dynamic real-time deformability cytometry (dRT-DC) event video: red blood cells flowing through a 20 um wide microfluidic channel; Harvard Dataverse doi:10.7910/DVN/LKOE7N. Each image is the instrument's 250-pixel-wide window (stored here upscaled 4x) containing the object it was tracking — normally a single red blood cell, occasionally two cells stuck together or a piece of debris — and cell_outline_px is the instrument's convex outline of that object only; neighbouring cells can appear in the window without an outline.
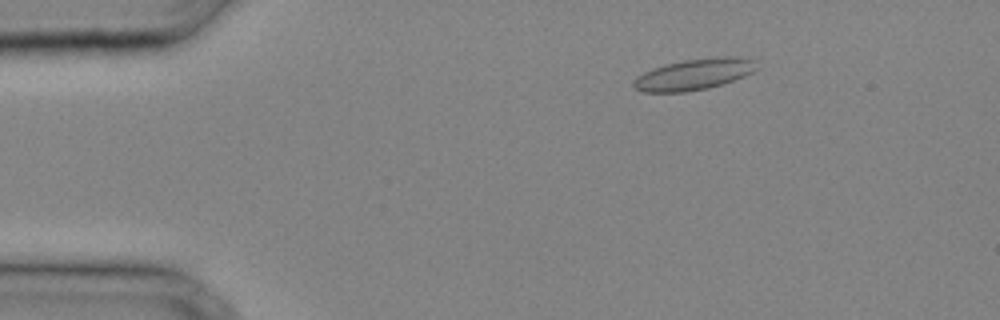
{"species": "common noctule bat (a hibernating species)", "species_latin": "Nyctalus noctula", "temperature_condition": "cold", "stored_images_in_passage": 28, "camera_frame_rate_fps": 3000, "um_per_image_px": 0.085, "animal": {"sex": "male", "body_mass_g": 20.4}, "frame": {"image": 1, "passage_image": 3, "time_ms": 0.667, "image_size_px": [1000, 320], "cell_outline_px": [[756, 68], [752, 72], [744, 76], [724, 84], [708, 88], [684, 92], [640, 92], [632, 84], [632, 80], [636, 76], [652, 68], [684, 60], [724, 56], [728, 56], [752, 60]], "centroid_in_image_um": [58.92, 6.34], "position_along_channel_um": 26.1, "area_um2": 22.08}}
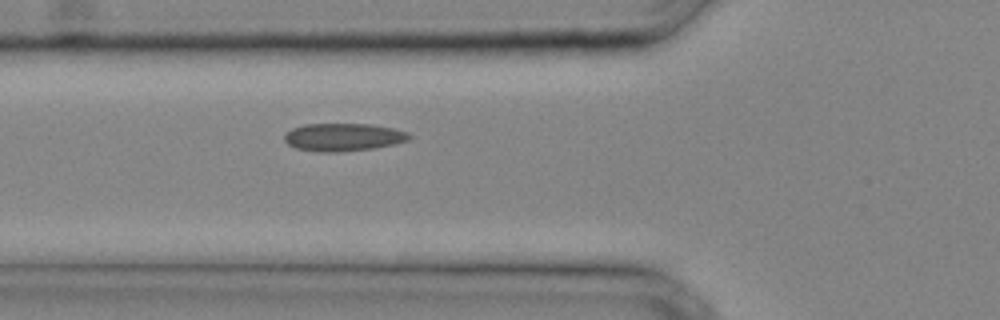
{"frame": {"image": 2, "passage_image": 10, "time_ms": 3.0, "image_size_px": [1000, 320], "cell_outline_px": [[412, 136], [408, 140], [392, 144], [372, 148], [340, 152], [316, 152], [296, 148], [288, 144], [284, 140], [284, 132], [292, 128], [304, 124], [372, 124], [392, 128], [408, 132]], "centroid_in_image_um": [29.13, 11.65], "position_along_channel_um": 96.7, "area_um2": 20.29}}
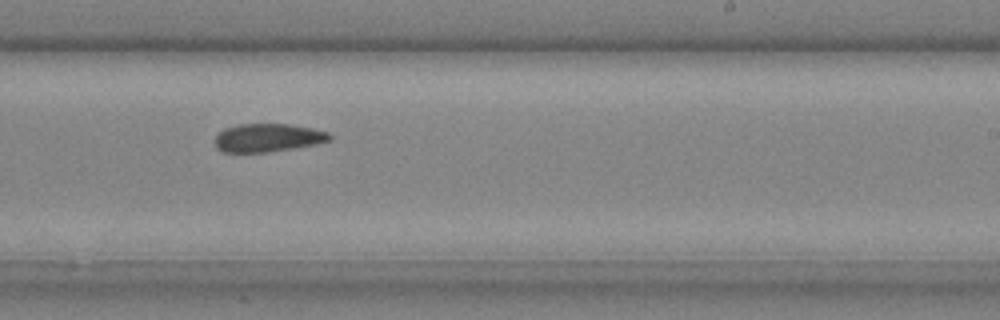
{"frame": {"image": 3, "passage_image": 19, "time_ms": 6.0, "image_size_px": [1000, 320], "cell_outline_px": [[332, 140], [316, 144], [268, 152], [224, 152], [216, 148], [216, 136], [224, 128], [236, 124], [288, 124], [312, 128], [328, 132], [332, 136]], "centroid_in_image_um": [22.78, 11.7], "position_along_channel_um": 266.2, "area_um2": 18.84}}